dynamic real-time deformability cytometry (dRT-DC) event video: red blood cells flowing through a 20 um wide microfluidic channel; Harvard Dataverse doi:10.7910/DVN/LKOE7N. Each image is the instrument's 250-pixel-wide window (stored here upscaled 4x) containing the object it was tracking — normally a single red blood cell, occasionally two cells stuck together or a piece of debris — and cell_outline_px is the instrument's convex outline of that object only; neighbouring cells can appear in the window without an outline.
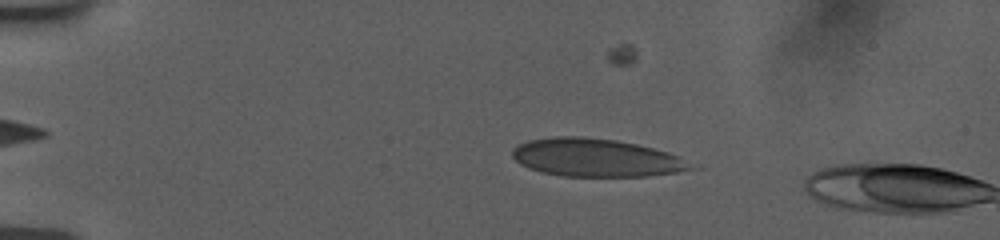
{"species": "human", "species_latin": "Homo sapiens", "temperature_condition": "room temperature", "stored_images_in_passage": 18, "camera_frame_rate_fps": 3000, "um_per_image_px": 0.085, "donor": {"sex": "female"}, "frame": {"image": 1, "passage_image": 16, "time_ms": 3.667, "image_size_px": [1000, 240], "cell_outline_px": [[684, 168], [672, 172], [644, 176], [564, 176], [544, 172], [532, 168], [516, 160], [512, 156], [512, 152], [520, 144], [528, 140], [556, 136], [584, 136], [616, 140], [636, 144], [652, 148], [664, 152], [672, 156]], "centroid_in_image_um": [50.43, 13.37], "position_along_channel_um": 34.6, "area_um2": 37.63}}